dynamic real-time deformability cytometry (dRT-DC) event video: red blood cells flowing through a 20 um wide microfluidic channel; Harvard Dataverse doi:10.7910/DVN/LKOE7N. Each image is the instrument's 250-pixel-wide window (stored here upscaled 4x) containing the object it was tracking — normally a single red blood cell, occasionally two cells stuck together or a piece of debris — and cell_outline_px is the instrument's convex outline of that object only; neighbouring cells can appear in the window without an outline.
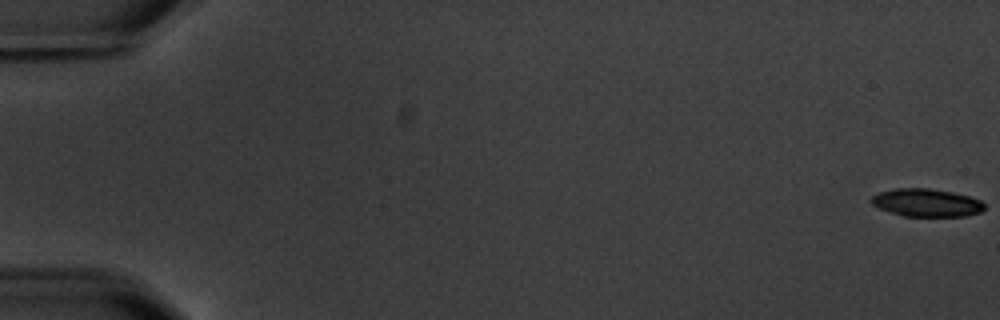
{"species": "common noctule bat (a hibernating species)", "species_latin": "Nyctalus noctula", "temperature_condition": "warm", "stored_images_in_passage": 6, "camera_frame_rate_fps": 3000, "um_per_image_px": 0.085, "animal": {"sex": "male", "body_mass_g": 20.1, "forearm_length_mm": 53.5}, "frame": {"image": 1, "passage_image": 1, "time_ms": 0.0, "image_size_px": [1000, 320], "cell_outline_px": [[984, 208], [980, 212], [968, 216], [904, 216], [880, 208], [872, 204], [868, 200], [872, 196], [880, 192], [892, 188], [928, 188], [952, 192], [968, 196], [980, 200], [984, 204]], "centroid_in_image_um": [78.74, 17.22], "position_along_channel_um": 6.3, "area_um2": 18.32}}